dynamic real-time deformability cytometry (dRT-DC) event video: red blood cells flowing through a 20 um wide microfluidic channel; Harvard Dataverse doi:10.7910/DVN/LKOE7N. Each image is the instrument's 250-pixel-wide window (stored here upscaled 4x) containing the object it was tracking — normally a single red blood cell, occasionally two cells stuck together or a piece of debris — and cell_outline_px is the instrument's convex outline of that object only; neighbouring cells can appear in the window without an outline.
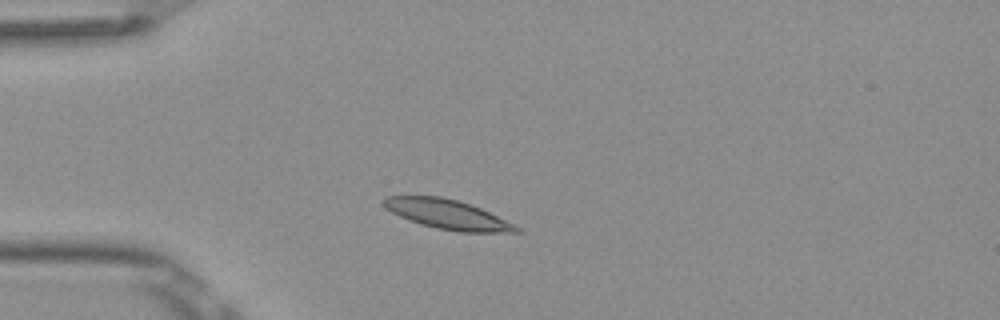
{"species": "Egyptian fruit bat (a non-hibernating species)", "species_latin": "Rousettus aegyptiacus", "temperature_condition": "room temperature", "stored_images_in_passage": 5, "camera_frame_rate_fps": 3000, "um_per_image_px": 0.085, "frame": {"image": 1, "passage_image": 2, "time_ms": 0.333, "image_size_px": [1000, 320], "cell_outline_px": [[524, 232], [460, 232], [436, 228], [420, 224], [408, 220], [384, 208], [384, 196], [440, 196], [456, 200], [480, 208], [516, 224]], "centroid_in_image_um": [38.06, 18.23], "position_along_channel_um": 46.9, "area_um2": 22.72}}
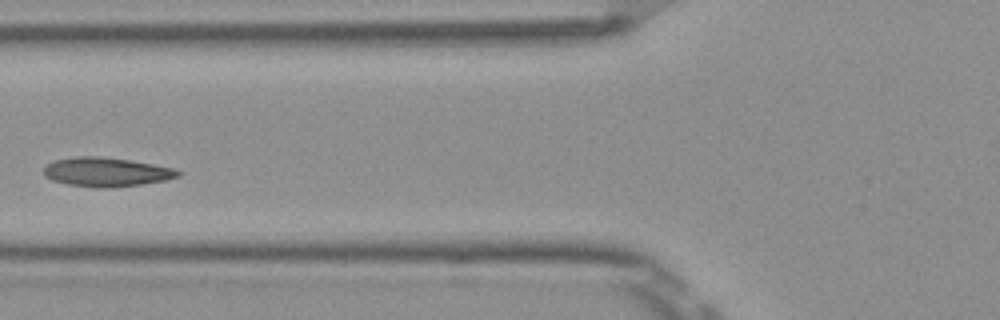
{"frame": {"image": 2, "passage_image": 4, "time_ms": 1.0, "image_size_px": [1000, 320], "cell_outline_px": [[184, 172], [180, 176], [164, 180], [140, 184], [112, 188], [96, 188], [68, 184], [52, 180], [44, 176], [44, 168], [48, 164], [56, 160], [76, 156], [100, 156], [128, 160], [152, 164], [172, 168]], "centroid_in_image_um": [9.04, 14.62], "position_along_channel_um": 116.8, "area_um2": 22.66}}
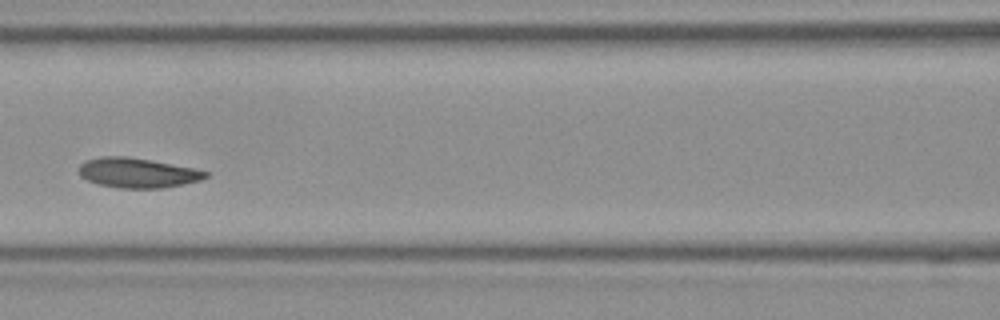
{"frame": {"image": 3, "passage_image": 5, "time_ms": 1.333, "image_size_px": [1000, 320], "cell_outline_px": [[208, 176], [200, 180], [160, 188], [120, 188], [96, 184], [80, 176], [80, 164], [84, 160], [100, 156], [128, 156], [192, 168], [208, 172]], "centroid_in_image_um": [11.62, 14.68], "position_along_channel_um": 155.0, "area_um2": 21.79}}